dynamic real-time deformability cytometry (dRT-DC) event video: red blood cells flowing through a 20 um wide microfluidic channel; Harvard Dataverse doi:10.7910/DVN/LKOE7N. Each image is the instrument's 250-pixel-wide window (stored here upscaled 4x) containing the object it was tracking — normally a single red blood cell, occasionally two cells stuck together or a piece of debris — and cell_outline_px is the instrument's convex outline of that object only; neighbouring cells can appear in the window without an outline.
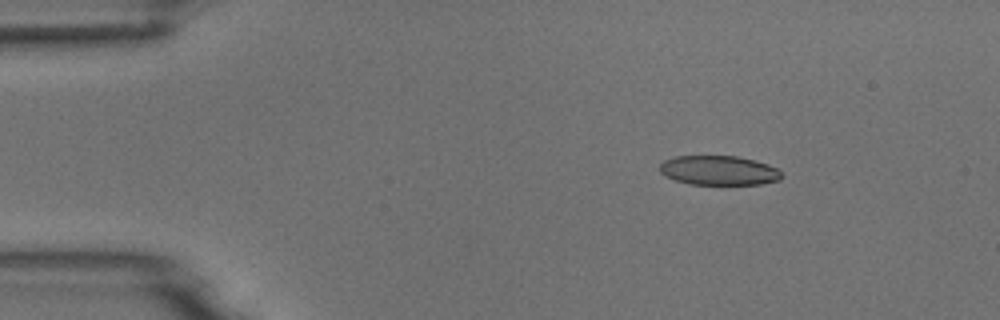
{"species": "common noctule bat (a hibernating species)", "species_latin": "Nyctalus noctula", "temperature_condition": "room temperature", "stored_images_in_passage": 4, "camera_frame_rate_fps": 3000, "um_per_image_px": 0.085, "animal": {"sex": "male", "body_mass_g": 18.8}, "frame": {"image": 1, "passage_image": 2, "time_ms": 0.333, "image_size_px": [1000, 320], "cell_outline_px": [[784, 176], [780, 180], [760, 184], [688, 184], [676, 180], [660, 172], [660, 164], [664, 160], [676, 156], [736, 156], [756, 160], [768, 164], [776, 168]], "centroid_in_image_um": [61.13, 14.48], "position_along_channel_um": 23.9, "area_um2": 20.87}}